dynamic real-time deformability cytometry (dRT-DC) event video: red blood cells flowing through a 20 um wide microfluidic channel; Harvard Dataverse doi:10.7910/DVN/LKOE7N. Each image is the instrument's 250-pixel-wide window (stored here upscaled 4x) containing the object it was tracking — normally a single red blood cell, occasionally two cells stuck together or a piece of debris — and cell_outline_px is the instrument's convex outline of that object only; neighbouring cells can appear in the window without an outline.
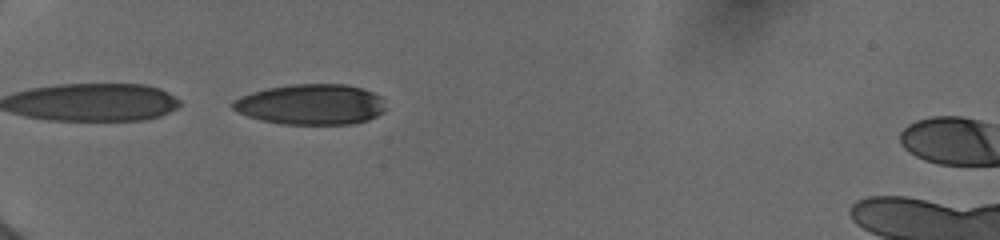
{"species": "human", "species_latin": "Homo sapiens", "temperature_condition": "cold", "stored_images_in_passage": 23, "camera_frame_rate_fps": 3000, "um_per_image_px": 0.085, "donor": {"sex": "female"}, "frame": {"image": 1, "passage_image": 11, "time_ms": 6.667, "image_size_px": [1000, 240], "cell_outline_px": [[384, 112], [368, 120], [352, 124], [280, 124], [260, 120], [248, 116], [232, 108], [232, 100], [240, 96], [252, 92], [268, 88], [292, 84], [344, 84], [360, 88], [372, 92], [380, 96], [384, 100]], "centroid_in_image_um": [26.43, 8.88], "position_along_channel_um": 58.6, "area_um2": 36.13}}
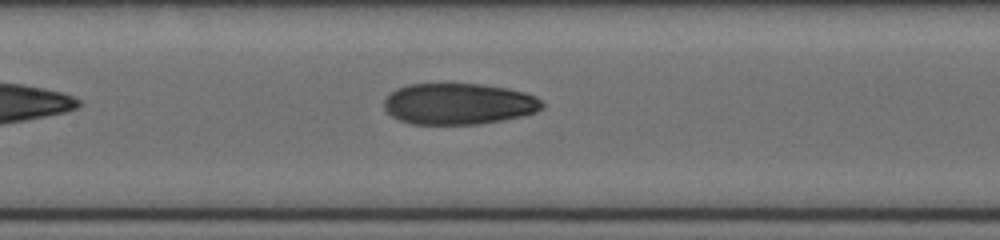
{"frame": {"image": 2, "passage_image": 18, "time_ms": 10.0, "image_size_px": [1000, 240], "cell_outline_px": [[544, 108], [536, 112], [520, 116], [500, 120], [476, 124], [412, 124], [400, 120], [392, 116], [384, 108], [384, 100], [396, 88], [408, 84], [484, 84], [508, 88], [524, 92], [536, 96], [544, 104]], "centroid_in_image_um": [38.99, 8.82], "position_along_channel_um": 168.4, "area_um2": 37.97}}
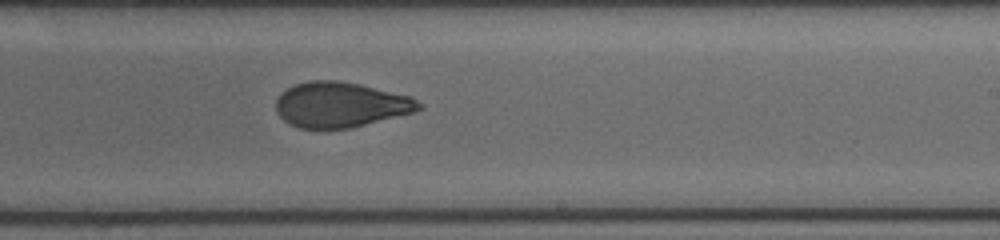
{"frame": {"image": 3, "passage_image": 23, "time_ms": 12.333, "image_size_px": [1000, 240], "cell_outline_px": [[424, 108], [412, 112], [348, 128], [300, 128], [288, 124], [276, 112], [276, 100], [288, 88], [296, 84], [308, 80], [336, 80], [360, 84], [412, 96], [424, 104]], "centroid_in_image_um": [28.96, 8.89], "position_along_channel_um": 260.0, "area_um2": 37.45}}